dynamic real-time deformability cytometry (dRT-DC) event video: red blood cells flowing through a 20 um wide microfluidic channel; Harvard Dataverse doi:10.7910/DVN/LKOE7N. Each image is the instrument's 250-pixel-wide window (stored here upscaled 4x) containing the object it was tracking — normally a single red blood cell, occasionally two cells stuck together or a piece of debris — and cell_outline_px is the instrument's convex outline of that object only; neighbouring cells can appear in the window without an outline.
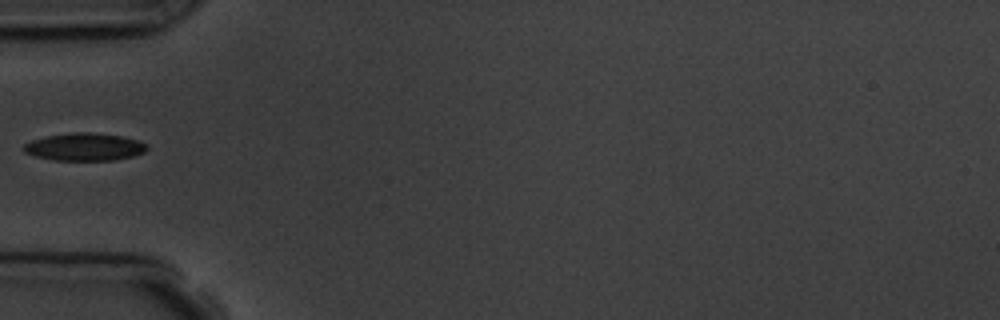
{"species": "common noctule bat (a hibernating species)", "species_latin": "Nyctalus noctula", "temperature_condition": "room temperature", "stored_images_in_passage": 2, "camera_frame_rate_fps": 3000, "um_per_image_px": 0.085, "animal": {"sex": "male", "body_mass_g": 19.5, "forearm_length_mm": 54.6}, "frame": {"image": 1, "passage_image": 1, "time_ms": 0.0, "image_size_px": [1000, 320], "cell_outline_px": [[148, 148], [144, 152], [132, 156], [112, 160], [52, 160], [36, 156], [24, 152], [20, 148], [24, 144], [32, 140], [44, 136], [72, 132], [88, 132], [120, 136], [136, 140], [144, 144]], "centroid_in_image_um": [7.1, 12.48], "position_along_channel_um": 77.9, "area_um2": 19.71}}